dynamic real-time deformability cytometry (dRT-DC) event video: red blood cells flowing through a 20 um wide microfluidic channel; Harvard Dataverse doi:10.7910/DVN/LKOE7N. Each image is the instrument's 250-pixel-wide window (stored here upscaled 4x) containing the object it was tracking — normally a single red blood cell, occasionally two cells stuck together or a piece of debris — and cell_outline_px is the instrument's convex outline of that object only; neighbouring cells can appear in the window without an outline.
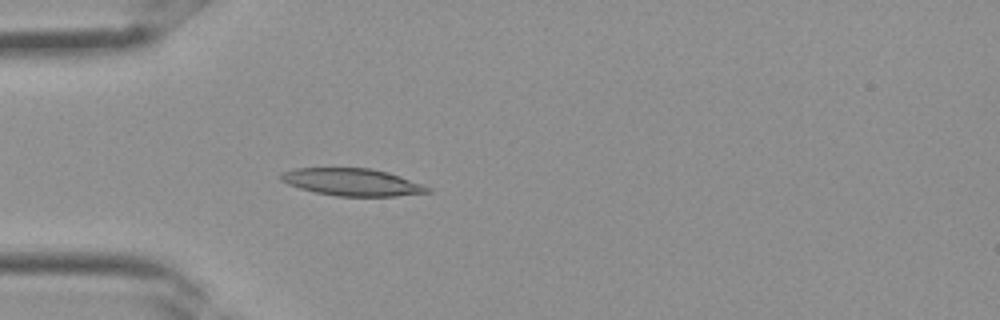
{"species": "Egyptian fruit bat (a non-hibernating species)", "species_latin": "Rousettus aegyptiacus", "temperature_condition": "room temperature", "stored_images_in_passage": 34, "camera_frame_rate_fps": 3000, "um_per_image_px": 0.085, "frame": {"image": 1, "passage_image": 10, "time_ms": 3.0, "image_size_px": [1000, 320], "cell_outline_px": [[432, 192], [396, 196], [336, 196], [316, 192], [300, 188], [288, 184], [280, 180], [280, 172], [296, 168], [372, 168], [388, 172], [424, 184], [432, 188]], "centroid_in_image_um": [29.96, 15.48], "position_along_channel_um": 55.0, "area_um2": 23.47}}
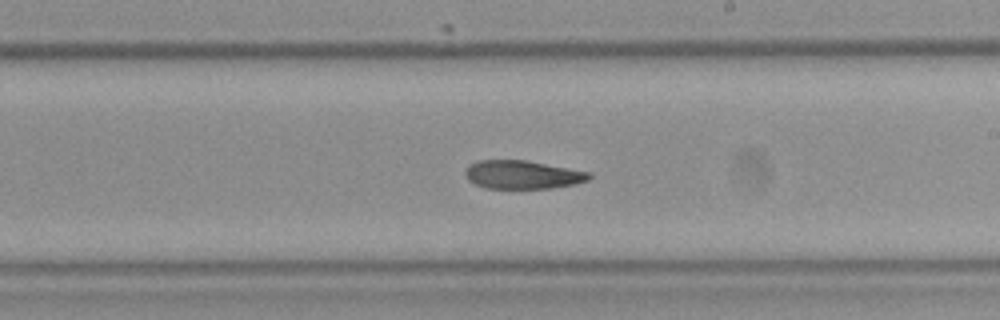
{"frame": {"image": 2, "passage_image": 20, "time_ms": 6.333, "image_size_px": [1000, 320], "cell_outline_px": [[592, 176], [588, 180], [572, 184], [552, 188], [488, 188], [476, 184], [468, 180], [464, 172], [468, 164], [476, 160], [524, 160], [592, 172]], "centroid_in_image_um": [44.39, 14.83], "position_along_channel_um": 244.6, "area_um2": 20.46}}
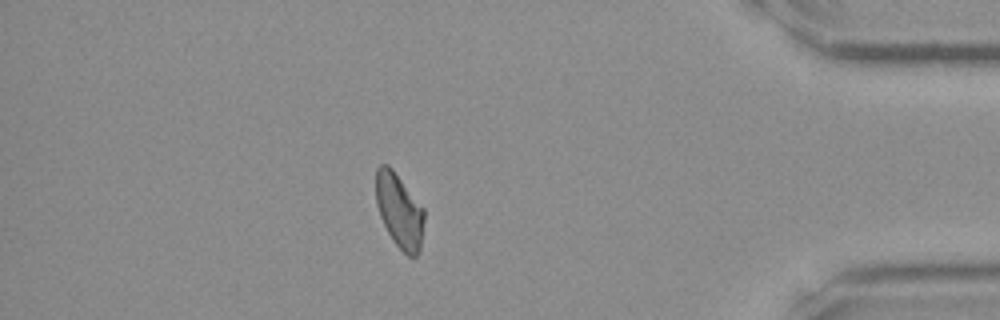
{"frame": {"image": 3, "passage_image": 30, "time_ms": 9.667, "image_size_px": [1000, 320], "cell_outline_px": [[424, 220], [420, 252], [416, 256], [408, 256], [392, 240], [380, 216], [376, 204], [376, 168], [380, 164], [388, 164], [392, 168], [424, 208]], "centroid_in_image_um": [33.95, 17.9], "position_along_channel_um": 401.3, "area_um2": 20.92}}